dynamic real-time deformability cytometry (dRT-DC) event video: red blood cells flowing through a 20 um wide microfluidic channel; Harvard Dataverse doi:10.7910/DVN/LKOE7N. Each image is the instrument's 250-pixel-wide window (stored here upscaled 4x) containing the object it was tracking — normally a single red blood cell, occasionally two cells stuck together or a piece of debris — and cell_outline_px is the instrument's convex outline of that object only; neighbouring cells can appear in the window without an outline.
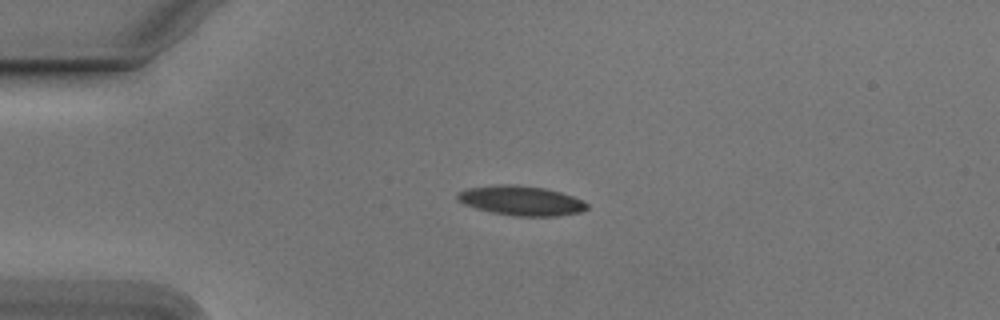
{"species": "Egyptian fruit bat (a non-hibernating species)", "species_latin": "Rousettus aegyptiacus", "temperature_condition": "cold", "stored_images_in_passage": 15, "camera_frame_rate_fps": 3000, "um_per_image_px": 0.085, "animal": {"sex": "male"}, "frame": {"image": 1, "passage_image": 12, "time_ms": 3.667, "image_size_px": [1000, 320], "cell_outline_px": [[588, 208], [580, 212], [556, 216], [512, 216], [492, 212], [476, 208], [464, 204], [456, 200], [456, 192], [468, 188], [496, 184], [520, 184], [544, 188], [560, 192], [584, 200], [588, 204]], "centroid_in_image_um": [44.27, 17.04], "position_along_channel_um": 40.7, "area_um2": 22.6}}